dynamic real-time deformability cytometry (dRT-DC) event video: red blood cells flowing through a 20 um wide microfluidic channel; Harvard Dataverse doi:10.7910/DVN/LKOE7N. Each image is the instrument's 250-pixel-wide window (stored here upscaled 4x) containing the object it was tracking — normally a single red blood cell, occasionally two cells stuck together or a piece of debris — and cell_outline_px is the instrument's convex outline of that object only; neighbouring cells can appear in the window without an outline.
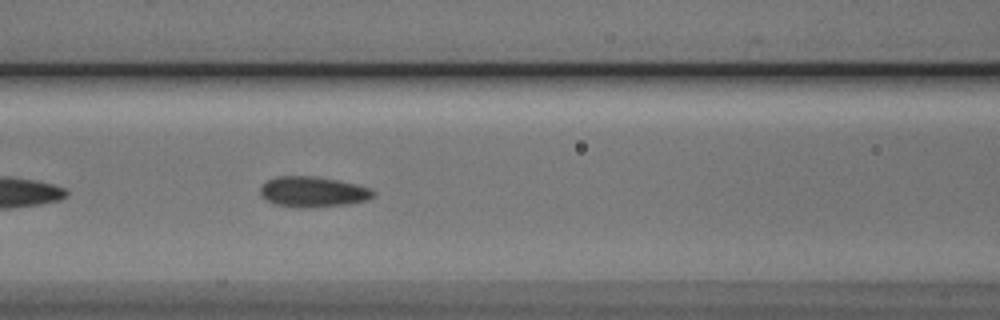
{"species": "Egyptian fruit bat (a non-hibernating species)", "species_latin": "Rousettus aegyptiacus", "temperature_condition": "cold", "stored_images_in_passage": 26, "camera_frame_rate_fps": 3000, "um_per_image_px": 0.085, "animal": {"sex": "male"}, "frame": {"image": 1, "passage_image": 8, "time_ms": 2.333, "image_size_px": [1000, 320], "cell_outline_px": [[376, 192], [368, 200], [348, 204], [308, 208], [304, 208], [276, 204], [260, 196], [260, 188], [268, 180], [276, 176], [316, 176], [340, 180], [372, 188]], "centroid_in_image_um": [26.63, 16.3], "position_along_channel_um": 140.0, "area_um2": 20.17}}
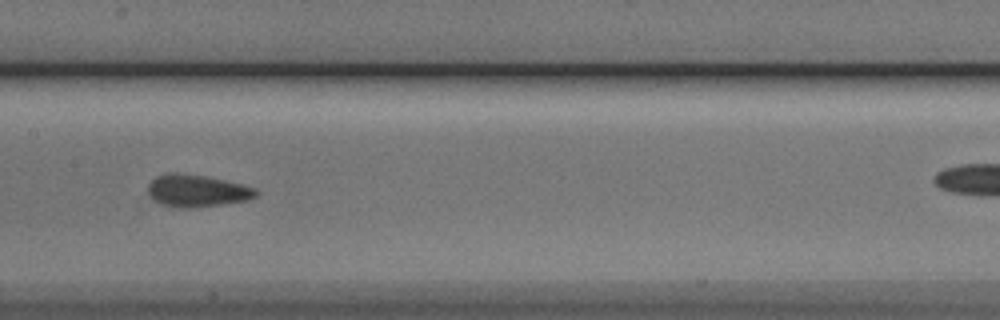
{"frame": {"image": 2, "passage_image": 12, "time_ms": 3.667, "image_size_px": [1000, 320], "cell_outline_px": [[260, 192], [256, 196], [248, 200], [224, 204], [188, 208], [180, 208], [160, 204], [152, 200], [148, 196], [148, 184], [156, 176], [168, 172], [176, 172], [208, 176], [244, 184], [256, 188]], "centroid_in_image_um": [16.74, 16.21], "position_along_channel_um": 190.7, "area_um2": 20.75}, "authors_computed_cell_mechanics": {"area_um2": 19.9988, "velocity_mm_per_s": 3.8131, "shape_relaxation_time_tau1_ms": 9.6215, "shape_relaxation_time_tau2_ms": 1.2384, "deformation_change_tau1": 0.1689, "deformation_change_tau2": 0.062}}